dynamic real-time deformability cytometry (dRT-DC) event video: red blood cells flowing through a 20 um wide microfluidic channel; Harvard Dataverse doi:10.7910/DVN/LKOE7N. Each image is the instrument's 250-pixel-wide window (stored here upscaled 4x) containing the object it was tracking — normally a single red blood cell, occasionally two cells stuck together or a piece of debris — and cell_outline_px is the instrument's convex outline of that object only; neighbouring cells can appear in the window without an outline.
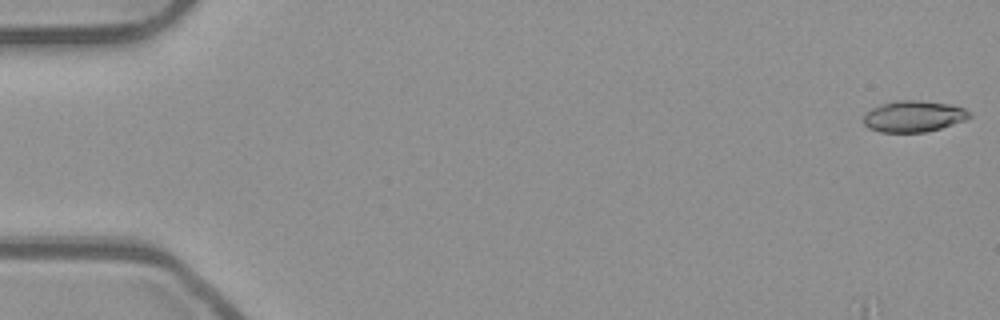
{"species": "common noctule bat (a hibernating species)", "species_latin": "Nyctalus noctula", "temperature_condition": "room temperature", "stored_images_in_passage": 53, "camera_frame_rate_fps": 3000, "um_per_image_px": 0.085, "animal": {"sex": "male", "body_mass_g": 23.1, "forearm_length_mm": 52.7}, "frame": {"image": 1, "passage_image": 1, "time_ms": 0.0, "image_size_px": [1000, 320], "cell_outline_px": [[972, 116], [964, 120], [940, 128], [924, 132], [880, 132], [868, 128], [864, 124], [864, 116], [872, 108], [880, 104], [896, 100], [916, 100], [948, 104], [964, 108], [972, 112]], "centroid_in_image_um": [77.65, 9.88], "position_along_channel_um": 7.3, "area_um2": 19.19}}